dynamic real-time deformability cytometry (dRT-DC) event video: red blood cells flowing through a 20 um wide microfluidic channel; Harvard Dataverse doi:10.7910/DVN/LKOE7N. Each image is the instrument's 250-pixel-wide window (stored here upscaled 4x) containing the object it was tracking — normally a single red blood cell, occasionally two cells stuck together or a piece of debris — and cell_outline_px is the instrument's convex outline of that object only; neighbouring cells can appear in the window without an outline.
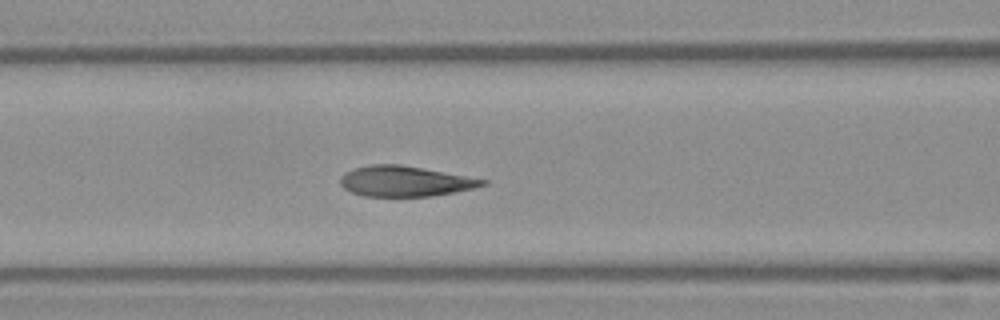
{"species": "Egyptian fruit bat (a non-hibernating species)", "species_latin": "Rousettus aegyptiacus", "temperature_condition": "warm", "stored_images_in_passage": 29, "camera_frame_rate_fps": 3000, "um_per_image_px": 0.085, "frame": {"image": 1, "passage_image": 6, "time_ms": 1.667, "image_size_px": [1000, 320], "cell_outline_px": [[488, 184], [472, 188], [452, 192], [428, 196], [364, 196], [352, 192], [344, 188], [340, 184], [340, 176], [344, 172], [356, 168], [372, 164], [400, 164], [488, 180]], "centroid_in_image_um": [34.38, 15.4], "position_along_channel_um": 132.2, "area_um2": 24.91}}
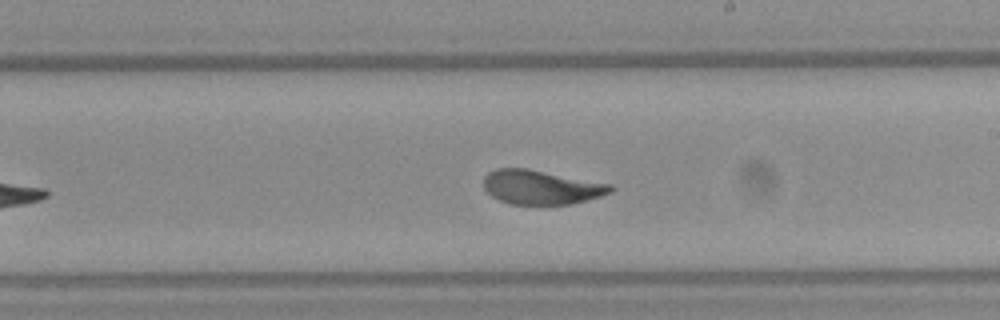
{"frame": {"image": 2, "passage_image": 13, "time_ms": 4.0, "image_size_px": [1000, 320], "cell_outline_px": [[616, 188], [612, 192], [600, 196], [568, 204], [512, 204], [500, 200], [492, 196], [484, 188], [484, 176], [488, 172], [496, 168], [528, 168], [612, 184]], "centroid_in_image_um": [46.0, 15.89], "position_along_channel_um": 243.0, "area_um2": 25.26}}
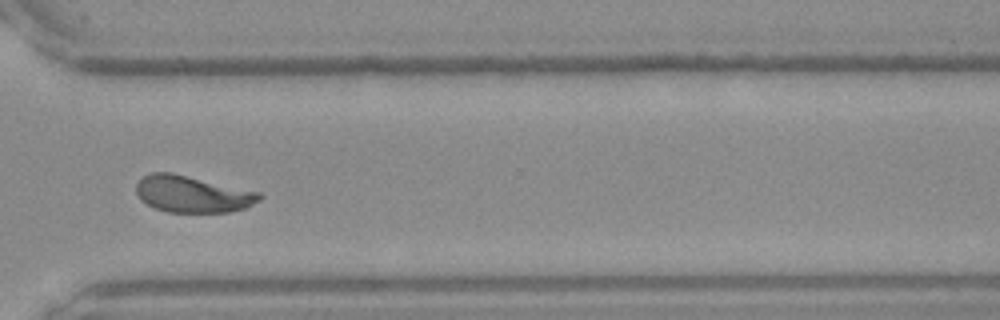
{"frame": {"image": 3, "passage_image": 20, "time_ms": 6.333, "image_size_px": [1000, 320], "cell_outline_px": [[264, 196], [260, 200], [244, 208], [228, 212], [168, 212], [152, 208], [140, 200], [136, 192], [136, 184], [144, 176], [152, 172], [172, 172], [260, 192]], "centroid_in_image_um": [16.34, 16.5], "position_along_channel_um": 354.3, "area_um2": 26.47}}